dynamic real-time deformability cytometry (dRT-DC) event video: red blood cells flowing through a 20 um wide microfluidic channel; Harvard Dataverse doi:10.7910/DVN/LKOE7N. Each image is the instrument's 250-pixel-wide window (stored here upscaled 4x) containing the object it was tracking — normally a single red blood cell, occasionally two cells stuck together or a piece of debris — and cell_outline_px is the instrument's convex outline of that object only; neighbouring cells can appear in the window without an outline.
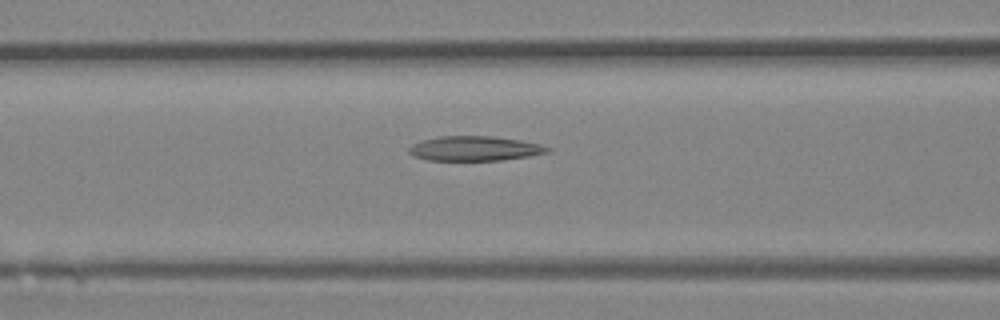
{"species": "Egyptian fruit bat (a non-hibernating species)", "species_latin": "Rousettus aegyptiacus", "temperature_condition": "room temperature", "stored_images_in_passage": 28, "camera_frame_rate_fps": 3000, "um_per_image_px": 0.085, "animal": {"sex": "female"}, "frame": {"image": 1, "passage_image": 11, "time_ms": 3.333, "image_size_px": [1000, 320], "cell_outline_px": [[552, 148], [548, 152], [528, 156], [500, 160], [428, 160], [412, 156], [408, 152], [408, 148], [412, 144], [420, 140], [440, 136], [492, 136], [520, 140], [540, 144]], "centroid_in_image_um": [40.3, 12.61], "position_along_channel_um": 126.3, "area_um2": 19.94}}
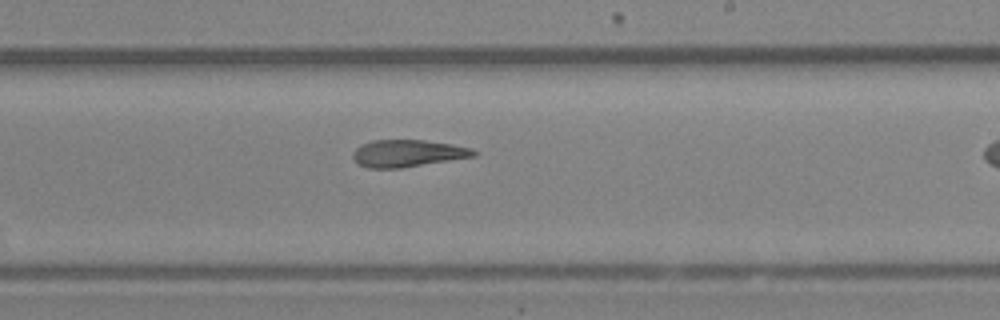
{"frame": {"image": 2, "passage_image": 19, "time_ms": 6.0, "image_size_px": [1000, 320], "cell_outline_px": [[476, 156], [400, 168], [368, 168], [360, 164], [352, 156], [352, 152], [360, 144], [372, 140], [424, 140], [452, 144], [472, 148], [476, 152]], "centroid_in_image_um": [34.64, 13.02], "position_along_channel_um": 254.4, "area_um2": 19.02}}
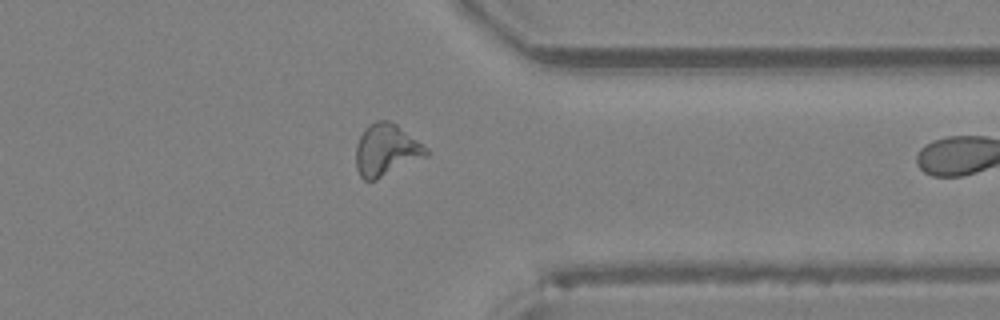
{"frame": {"image": 3, "passage_image": 27, "time_ms": 8.667, "image_size_px": [1000, 320], "cell_outline_px": [[432, 152], [428, 156], [376, 180], [364, 180], [360, 176], [356, 168], [356, 144], [364, 128], [368, 124], [376, 120], [388, 120], [396, 124], [428, 148]], "centroid_in_image_um": [32.84, 12.75], "position_along_channel_um": 378.6, "area_um2": 21.5}}